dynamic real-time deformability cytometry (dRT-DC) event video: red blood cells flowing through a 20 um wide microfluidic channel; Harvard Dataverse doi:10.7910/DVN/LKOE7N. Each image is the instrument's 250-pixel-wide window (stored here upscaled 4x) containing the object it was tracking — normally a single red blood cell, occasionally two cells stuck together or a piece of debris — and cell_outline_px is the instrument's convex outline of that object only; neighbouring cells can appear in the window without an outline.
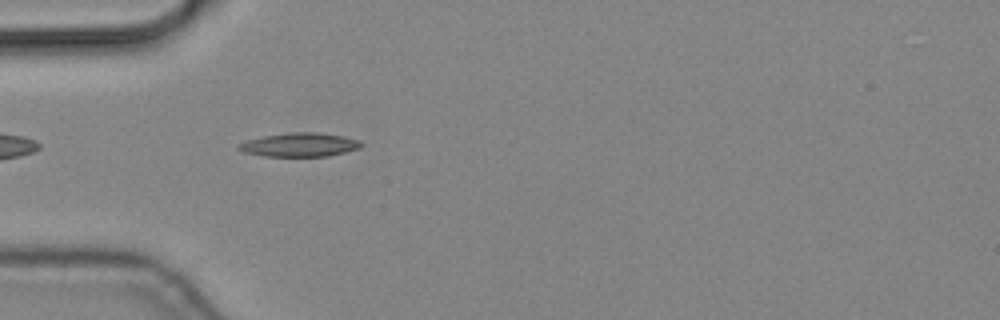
{"species": "common noctule bat (a hibernating species)", "species_latin": "Nyctalus noctula", "temperature_condition": "cold", "stored_images_in_passage": 3, "camera_frame_rate_fps": 3000, "um_per_image_px": 0.085, "animal": {"sex": "male", "body_mass_g": 19.2, "forearm_length_mm": 51.8}, "frame": {"image": 1, "passage_image": 3, "time_ms": 0.667, "image_size_px": [1000, 320], "cell_outline_px": [[364, 144], [360, 148], [328, 156], [264, 156], [244, 152], [236, 148], [240, 144], [248, 140], [264, 136], [292, 132], [320, 132], [344, 136], [360, 140]], "centroid_in_image_um": [25.52, 12.3], "position_along_channel_um": 59.5, "area_um2": 16.94}}